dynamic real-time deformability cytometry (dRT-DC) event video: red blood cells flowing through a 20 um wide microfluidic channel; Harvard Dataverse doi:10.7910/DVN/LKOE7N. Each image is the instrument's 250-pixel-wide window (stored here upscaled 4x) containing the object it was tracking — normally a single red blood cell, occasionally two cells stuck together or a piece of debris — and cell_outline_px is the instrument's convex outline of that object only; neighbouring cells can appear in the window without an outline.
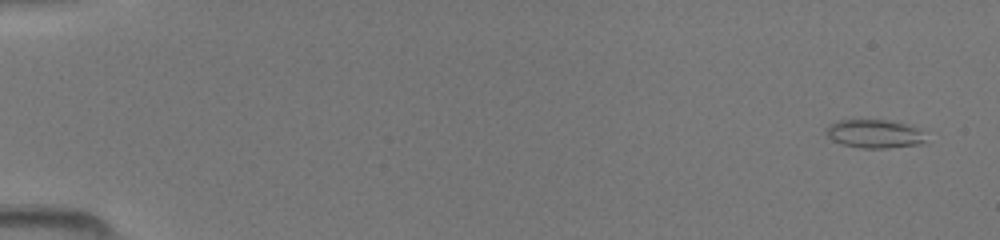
{"species": "common noctule bat (a hibernating species)", "species_latin": "Nyctalus noctula", "temperature_condition": "room temperature", "stored_images_in_passage": 14, "camera_frame_rate_fps": 3000, "um_per_image_px": 0.085, "animal": {"sex": "female", "body_mass_g": 19.5, "forearm_length_mm": 54.1}, "frame": {"image": 1, "passage_image": 3, "time_ms": 0.667, "image_size_px": [1000, 240], "cell_outline_px": [[924, 144], [884, 148], [860, 148], [844, 144], [832, 140], [824, 132], [828, 124], [840, 120], [888, 120], [904, 124], [916, 128], [920, 132], [924, 140]], "centroid_in_image_um": [74.26, 11.37], "position_along_channel_um": 10.7, "area_um2": 16.3}}